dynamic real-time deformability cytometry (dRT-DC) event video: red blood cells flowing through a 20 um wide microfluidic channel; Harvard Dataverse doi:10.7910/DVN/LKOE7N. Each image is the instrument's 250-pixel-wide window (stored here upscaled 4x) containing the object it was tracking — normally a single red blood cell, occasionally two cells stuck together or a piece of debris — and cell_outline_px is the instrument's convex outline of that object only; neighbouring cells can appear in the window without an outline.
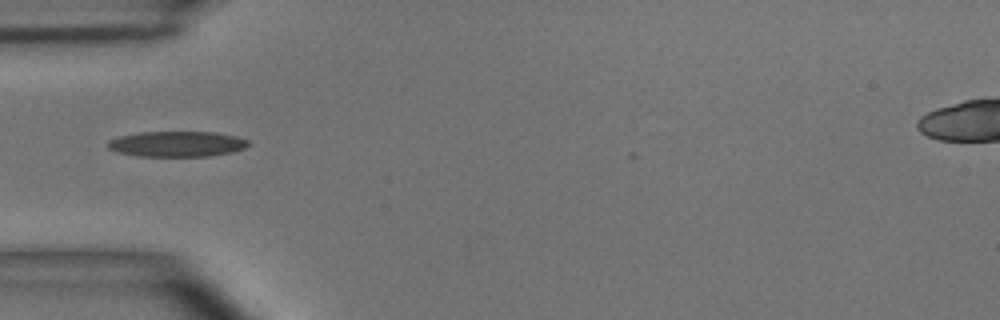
{"species": "common noctule bat (a hibernating species)", "species_latin": "Nyctalus noctula", "temperature_condition": "room temperature", "stored_images_in_passage": 31, "camera_frame_rate_fps": 3000, "um_per_image_px": 0.085, "animal": {"sex": "male", "body_mass_g": 15.6}, "frame": {"image": 1, "passage_image": 1, "time_ms": 0.0, "image_size_px": [1000, 320], "cell_outline_px": [[252, 144], [244, 148], [232, 152], [208, 156], [136, 156], [116, 152], [108, 148], [108, 140], [120, 136], [140, 132], [216, 132], [236, 136], [248, 140]], "centroid_in_image_um": [15.05, 12.24], "position_along_channel_um": 70.0, "area_um2": 20.98}}
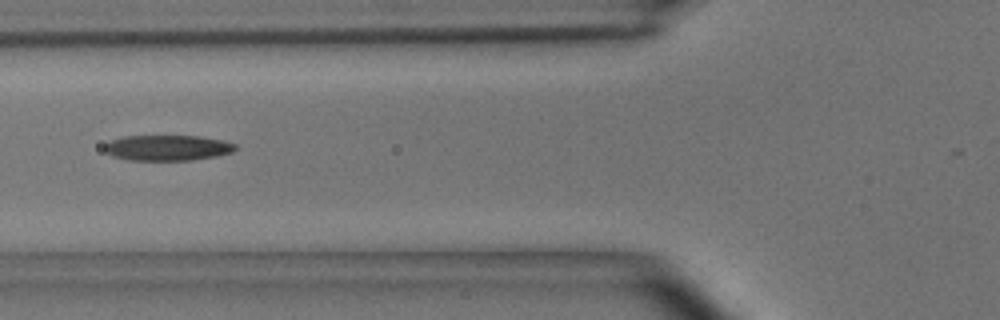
{"frame": {"image": 2, "passage_image": 4, "time_ms": 1.0, "image_size_px": [1000, 320], "cell_outline_px": [[236, 148], [232, 152], [216, 156], [192, 160], [128, 160], [112, 156], [104, 152], [104, 144], [108, 140], [124, 136], [200, 136], [224, 140], [236, 144]], "centroid_in_image_um": [14.19, 12.56], "position_along_channel_um": 111.6, "area_um2": 19.71}}
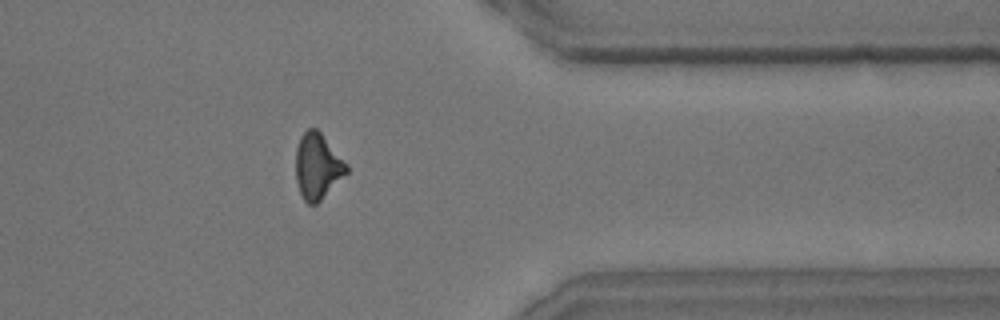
{"frame": {"image": 3, "passage_image": 25, "time_ms": 8.0, "image_size_px": [1000, 320], "cell_outline_px": [[348, 172], [316, 204], [308, 204], [304, 200], [300, 192], [296, 180], [296, 148], [300, 136], [308, 128], [316, 128], [320, 132], [348, 164]], "centroid_in_image_um": [26.98, 14.12], "position_along_channel_um": 384.4, "area_um2": 19.31}, "authors_computed_cell_mechanics": {"area_um2": 19.652, "velocity_mm_per_s": 4.0855, "shape_relaxation_time_tau1_ms": 7.271, "shape_relaxation_time_tau2_ms": 2.3755, "deformation_change_tau1": 0.2057, "deformation_change_tau2": 0.1127}}